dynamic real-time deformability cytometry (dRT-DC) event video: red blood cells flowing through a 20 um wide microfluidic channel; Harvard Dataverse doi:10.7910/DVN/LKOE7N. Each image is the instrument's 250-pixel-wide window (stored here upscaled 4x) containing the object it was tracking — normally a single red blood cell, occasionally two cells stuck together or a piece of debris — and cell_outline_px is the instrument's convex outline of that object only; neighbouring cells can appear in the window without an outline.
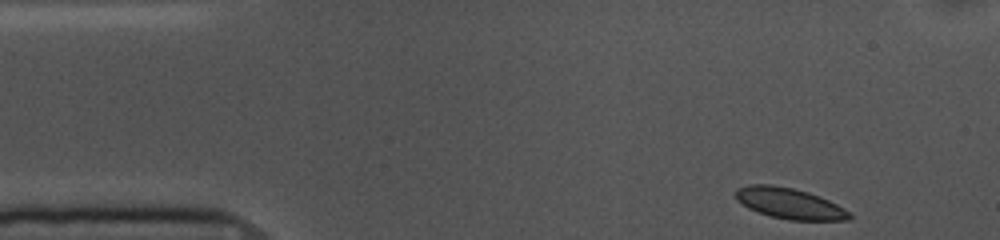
{"species": "common noctule bat (a hibernating species)", "species_latin": "Nyctalus noctula", "temperature_condition": "cold", "stored_images_in_passage": 50, "camera_frame_rate_fps": 3000, "um_per_image_px": 0.085, "animal": {"sex": "female", "body_mass_g": 10.0, "forearm_length_mm": 53.1}, "frame": {"image": 1, "passage_image": 1, "time_ms": 0.0, "image_size_px": [1000, 240], "cell_outline_px": [[852, 216], [848, 220], [788, 220], [772, 216], [748, 208], [736, 200], [736, 188], [748, 184], [772, 184], [792, 188], [808, 192], [820, 196], [844, 208]], "centroid_in_image_um": [67.08, 17.28], "position_along_channel_um": 17.9, "area_um2": 20.35}}
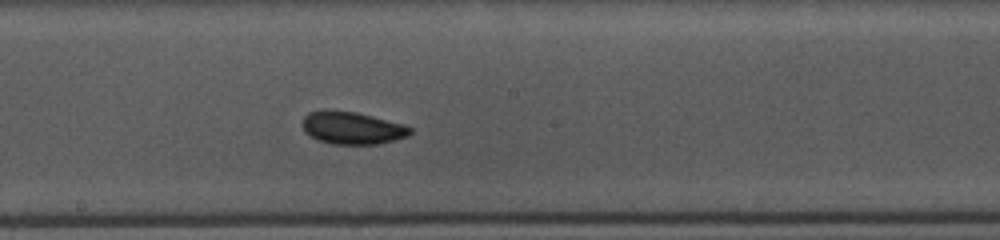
{"frame": {"image": 2, "passage_image": 24, "time_ms": 7.667, "image_size_px": [1000, 240], "cell_outline_px": [[412, 132], [408, 136], [396, 140], [380, 144], [332, 144], [316, 140], [304, 132], [304, 116], [308, 112], [356, 112], [404, 124], [412, 128]], "centroid_in_image_um": [29.99, 10.92], "position_along_channel_um": 218.2, "area_um2": 20.06}}
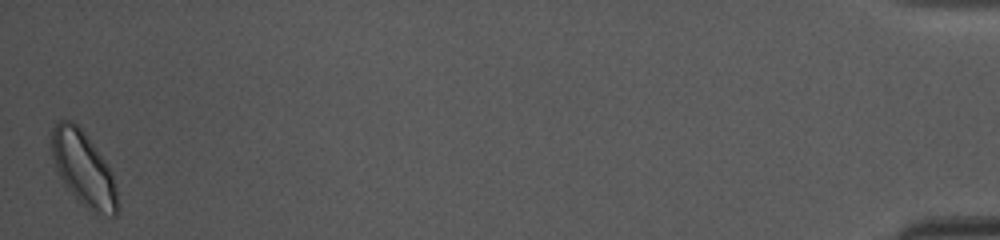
{"frame": {"image": 3, "passage_image": 50, "time_ms": 16.333, "image_size_px": [1000, 240], "cell_outline_px": [[120, 208], [116, 216], [96, 216], [64, 184], [56, 168], [52, 156], [52, 128], [60, 120], [72, 120], [84, 132], [104, 160], [112, 172]], "centroid_in_image_um": [7.13, 14.39], "position_along_channel_um": 428.1, "area_um2": 28.26}, "authors_computed_cell_mechanics": {"area_um2": 20.3745, "velocity_mm_per_s": 3.5661, "shape_relaxation_time_tau1_ms": 1.6589, "shape_relaxation_time_tau2_ms": null, "deformation_change_tau1": 0.0545, "deformation_change_tau2": null}}